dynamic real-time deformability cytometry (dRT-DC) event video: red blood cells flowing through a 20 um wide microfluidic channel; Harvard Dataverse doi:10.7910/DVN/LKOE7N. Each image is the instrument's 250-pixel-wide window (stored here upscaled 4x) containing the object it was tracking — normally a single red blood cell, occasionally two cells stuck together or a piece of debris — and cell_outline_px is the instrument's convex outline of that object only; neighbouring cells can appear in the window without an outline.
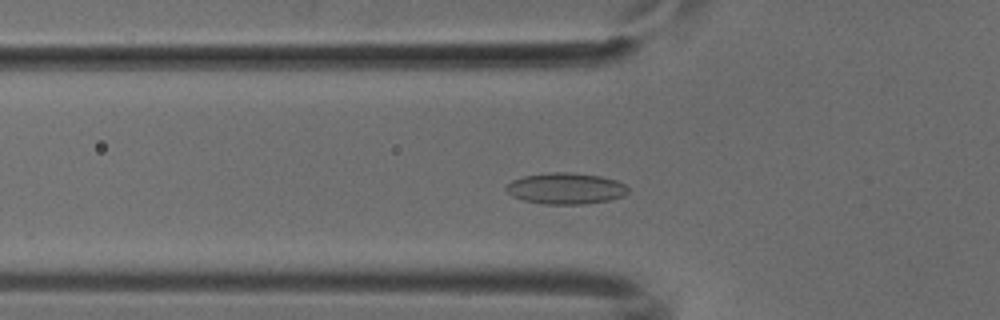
{"species": "common noctule bat (a hibernating species)", "species_latin": "Nyctalus noctula", "temperature_condition": "cold", "stored_images_in_passage": 22, "camera_frame_rate_fps": 3000, "um_per_image_px": 0.085, "animal": {"sex": "male", "body_mass_g": 18.8}, "frame": {"image": 1, "passage_image": 10, "time_ms": 3.0, "image_size_px": [1000, 320], "cell_outline_px": [[628, 192], [624, 196], [608, 200], [584, 204], [544, 204], [524, 200], [512, 196], [504, 188], [512, 180], [524, 176], [552, 172], [568, 172], [600, 176], [616, 180], [624, 184], [628, 188]], "centroid_in_image_um": [48.09, 16.02], "position_along_channel_um": 77.7, "area_um2": 22.08}}
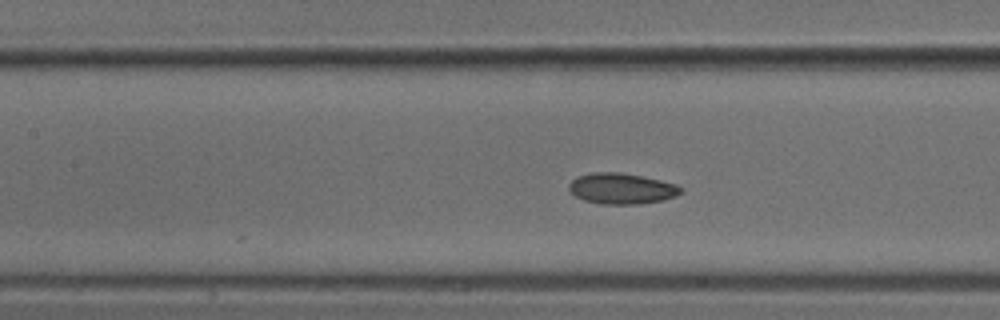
{"frame": {"image": 2, "passage_image": 16, "time_ms": 5.0, "image_size_px": [1000, 320], "cell_outline_px": [[684, 192], [676, 196], [664, 200], [640, 204], [600, 204], [584, 200], [576, 196], [568, 188], [568, 184], [576, 176], [592, 172], [620, 172], [660, 180], [676, 184], [684, 188]], "centroid_in_image_um": [52.86, 16.03], "position_along_channel_um": 154.5, "area_um2": 20.29}}
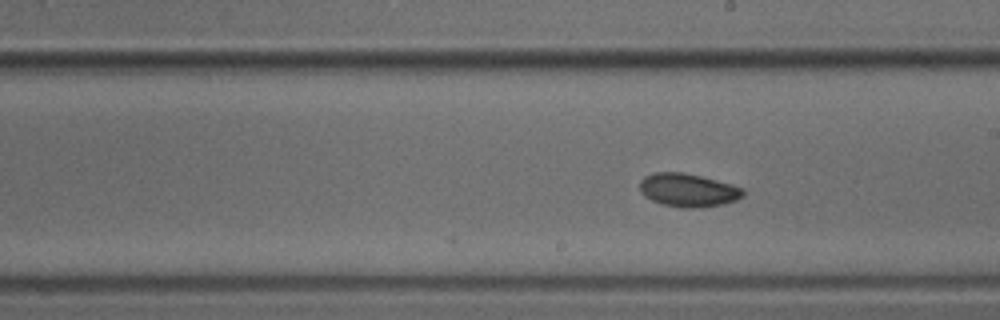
{"frame": {"image": 3, "passage_image": 22, "time_ms": 7.0, "image_size_px": [1000, 320], "cell_outline_px": [[744, 196], [736, 200], [724, 204], [696, 208], [680, 208], [660, 204], [644, 196], [640, 192], [640, 180], [644, 176], [656, 172], [684, 172], [732, 184], [744, 188]], "centroid_in_image_um": [58.48, 16.17], "position_along_channel_um": 230.5, "area_um2": 20.29}}